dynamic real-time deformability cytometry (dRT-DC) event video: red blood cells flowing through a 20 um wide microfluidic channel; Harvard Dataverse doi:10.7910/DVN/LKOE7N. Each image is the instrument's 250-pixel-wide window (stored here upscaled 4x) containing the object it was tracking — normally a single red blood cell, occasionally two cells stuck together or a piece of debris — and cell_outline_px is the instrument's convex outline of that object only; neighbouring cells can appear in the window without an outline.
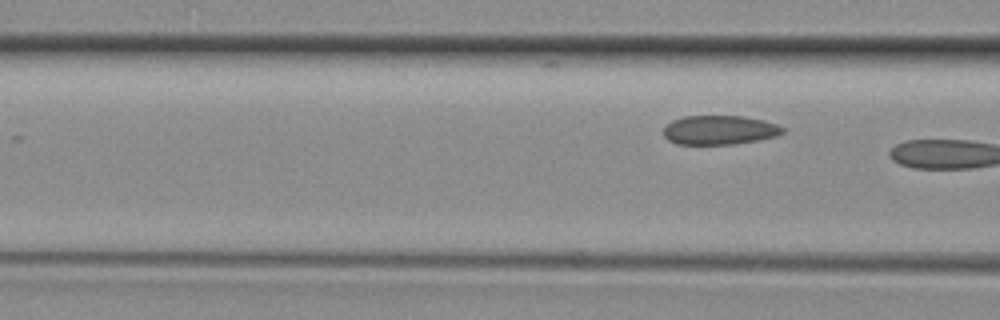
{"species": "common noctule bat (a hibernating species)", "species_latin": "Nyctalus noctula", "temperature_condition": "room temperature", "stored_images_in_passage": 6, "camera_frame_rate_fps": 3000, "um_per_image_px": 0.085, "animal": {"sex": "female", "body_mass_g": 29.2, "forearm_length_mm": 56.3}, "frame": {"image": 1, "passage_image": 6, "time_ms": 1.667, "image_size_px": [1000, 320], "cell_outline_px": [[784, 132], [776, 136], [760, 140], [732, 144], [676, 144], [668, 140], [664, 136], [664, 128], [672, 120], [684, 116], [744, 116], [764, 120], [776, 124], [784, 128]], "centroid_in_image_um": [61.16, 11.05], "position_along_channel_um": 105.4, "area_um2": 20.29}}